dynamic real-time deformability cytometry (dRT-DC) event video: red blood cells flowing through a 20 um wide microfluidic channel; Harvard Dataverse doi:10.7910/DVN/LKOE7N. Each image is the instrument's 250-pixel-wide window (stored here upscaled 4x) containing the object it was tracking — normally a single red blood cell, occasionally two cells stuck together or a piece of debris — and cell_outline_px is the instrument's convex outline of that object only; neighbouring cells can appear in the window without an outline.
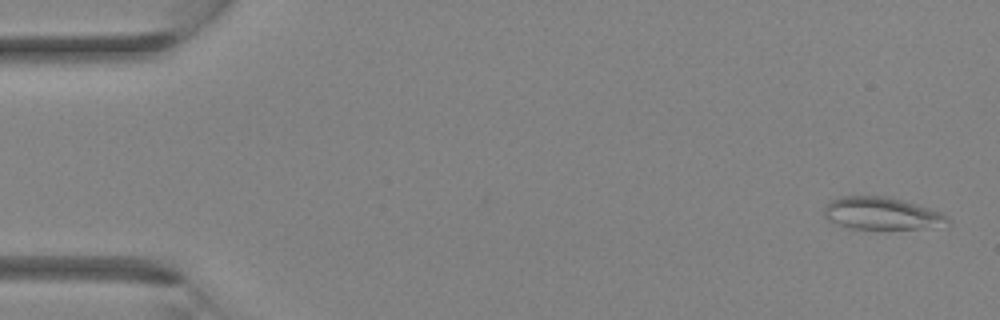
{"species": "Egyptian fruit bat (a non-hibernating species)", "species_latin": "Rousettus aegyptiacus", "temperature_condition": "room temperature", "stored_images_in_passage": 35, "camera_frame_rate_fps": 3000, "um_per_image_px": 0.085, "animal": {"sex": "female"}, "frame": {"image": 1, "passage_image": 1, "time_ms": 0.0, "image_size_px": [1000, 320], "cell_outline_px": [[952, 220], [948, 224], [916, 228], [848, 228], [828, 220], [824, 216], [824, 208], [832, 200], [840, 196], [888, 196], [928, 208], [940, 212], [948, 216]], "centroid_in_image_um": [74.92, 18.13], "position_along_channel_um": 10.1, "area_um2": 22.89}}
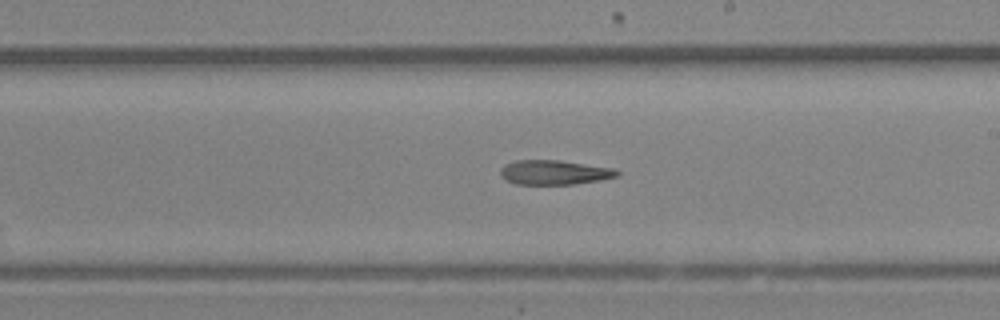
{"frame": {"image": 2, "passage_image": 20, "time_ms": 6.333, "image_size_px": [1000, 320], "cell_outline_px": [[620, 176], [600, 180], [572, 184], [516, 184], [504, 180], [500, 176], [500, 168], [504, 164], [516, 160], [560, 160], [612, 168], [620, 172]], "centroid_in_image_um": [47.08, 14.65], "position_along_channel_um": 241.9, "area_um2": 16.76}}
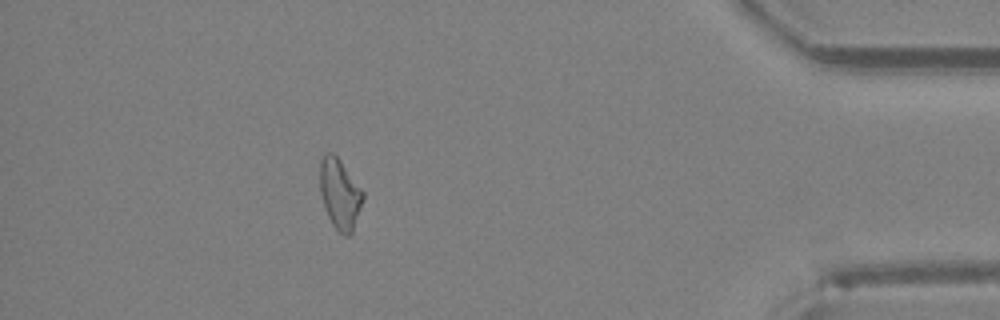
{"frame": {"image": 3, "passage_image": 31, "time_ms": 10.0, "image_size_px": [1000, 320], "cell_outline_px": [[364, 196], [352, 232], [348, 236], [344, 236], [332, 224], [324, 208], [320, 192], [320, 160], [324, 152], [332, 152], [340, 160], [364, 192]], "centroid_in_image_um": [28.86, 16.46], "position_along_channel_um": 406.3, "area_um2": 17.51}}